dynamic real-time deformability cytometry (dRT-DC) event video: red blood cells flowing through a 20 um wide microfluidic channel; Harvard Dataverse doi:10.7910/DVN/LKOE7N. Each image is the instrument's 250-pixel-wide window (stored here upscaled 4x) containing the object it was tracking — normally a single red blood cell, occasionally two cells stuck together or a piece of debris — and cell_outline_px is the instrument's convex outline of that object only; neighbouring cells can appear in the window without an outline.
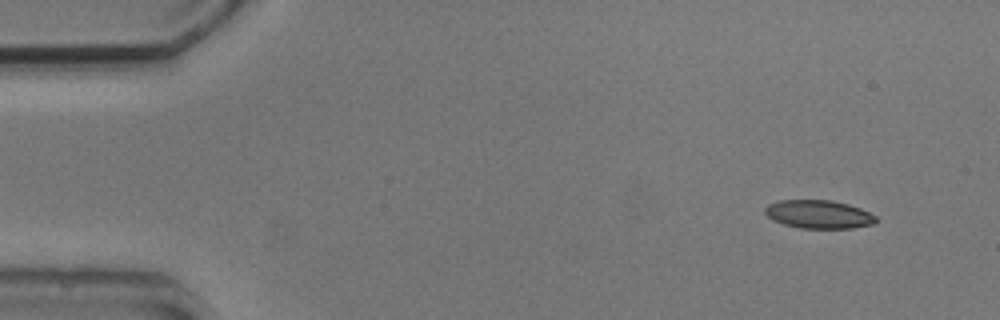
{"species": "common noctule bat (a hibernating species)", "species_latin": "Nyctalus noctula", "temperature_condition": "cold", "stored_images_in_passage": 4, "camera_frame_rate_fps": 3000, "um_per_image_px": 0.085, "animal": {"sex": "male", "body_mass_g": 20.5, "forearm_length_mm": 52.5}, "frame": {"image": 1, "passage_image": 1, "time_ms": 0.0, "image_size_px": [1000, 320], "cell_outline_px": [[876, 224], [852, 228], [800, 228], [784, 224], [772, 220], [764, 212], [764, 208], [768, 204], [780, 200], [832, 200], [848, 204], [860, 208], [876, 216]], "centroid_in_image_um": [69.59, 18.21], "position_along_channel_um": 15.4, "area_um2": 18.38}}
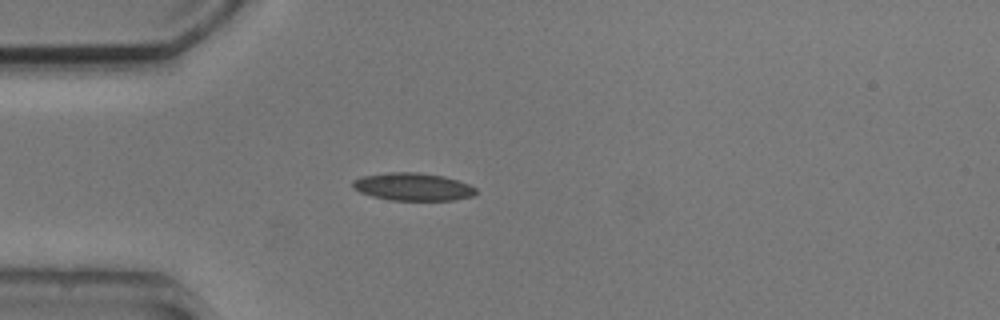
{"frame": {"image": 2, "passage_image": 4, "time_ms": 3.333, "image_size_px": [1000, 320], "cell_outline_px": [[476, 192], [472, 196], [456, 200], [388, 200], [372, 196], [360, 192], [352, 188], [352, 180], [364, 176], [388, 172], [420, 172], [444, 176], [468, 184], [476, 188]], "centroid_in_image_um": [35.08, 15.87], "position_along_channel_um": 49.9, "area_um2": 19.94}}